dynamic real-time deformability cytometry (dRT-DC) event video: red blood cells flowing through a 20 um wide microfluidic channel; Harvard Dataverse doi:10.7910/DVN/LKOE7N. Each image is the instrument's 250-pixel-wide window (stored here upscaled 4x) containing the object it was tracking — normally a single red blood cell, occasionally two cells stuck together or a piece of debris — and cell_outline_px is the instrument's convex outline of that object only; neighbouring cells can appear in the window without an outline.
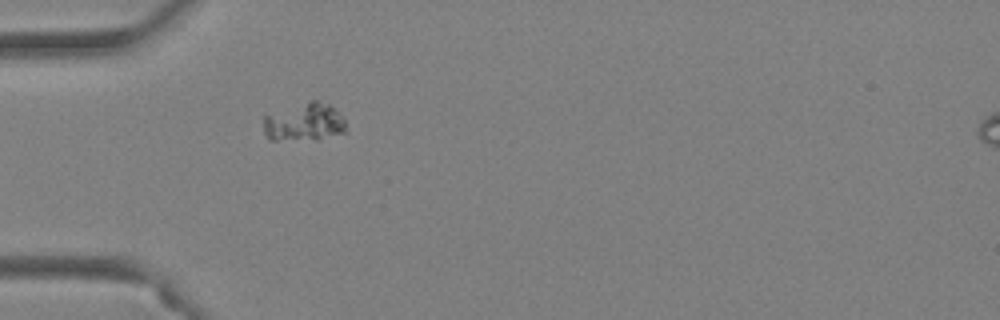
{"species": "Egyptian fruit bat (a non-hibernating species)", "species_latin": "Rousettus aegyptiacus", "temperature_condition": "warm", "stored_images_in_passage": 33, "camera_frame_rate_fps": 3000, "um_per_image_px": 0.085, "animal": {"sex": "female"}, "frame": {"image": 1, "passage_image": 1, "time_ms": 0.0, "image_size_px": [1000, 320], "cell_outline_px": [[348, 132], [316, 140], [272, 140], [264, 132], [264, 116], [308, 100], [316, 100], [328, 104], [340, 112], [344, 116]], "centroid_in_image_um": [25.94, 10.39], "position_along_channel_um": 59.1, "area_um2": 18.61}}
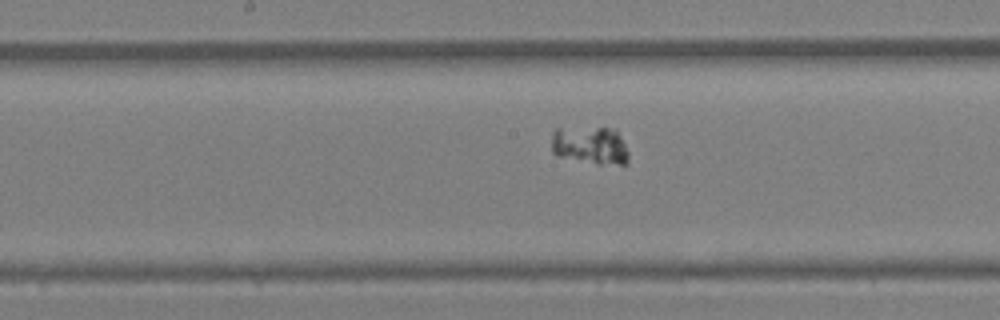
{"frame": {"image": 2, "passage_image": 11, "time_ms": 3.333, "image_size_px": [1000, 320], "cell_outline_px": [[628, 164], [596, 164], [556, 156], [552, 152], [552, 132], [556, 128], [616, 128], [628, 152]], "centroid_in_image_um": [50.16, 12.36], "position_along_channel_um": 198.0, "area_um2": 17.22}}
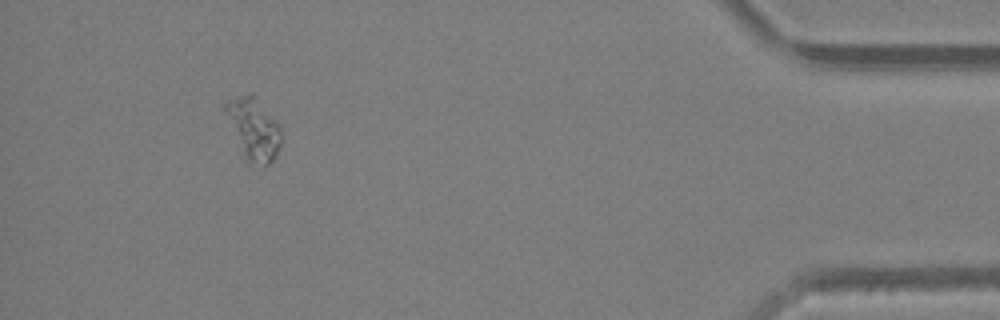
{"frame": {"image": 3, "passage_image": 30, "time_ms": 9.667, "image_size_px": [1000, 320], "cell_outline_px": [[280, 148], [276, 156], [268, 164], [248, 164], [244, 156], [220, 104], [228, 100], [248, 92], [252, 92], [280, 124]], "centroid_in_image_um": [21.53, 10.9], "position_along_channel_um": 413.7, "area_um2": 20.23}}